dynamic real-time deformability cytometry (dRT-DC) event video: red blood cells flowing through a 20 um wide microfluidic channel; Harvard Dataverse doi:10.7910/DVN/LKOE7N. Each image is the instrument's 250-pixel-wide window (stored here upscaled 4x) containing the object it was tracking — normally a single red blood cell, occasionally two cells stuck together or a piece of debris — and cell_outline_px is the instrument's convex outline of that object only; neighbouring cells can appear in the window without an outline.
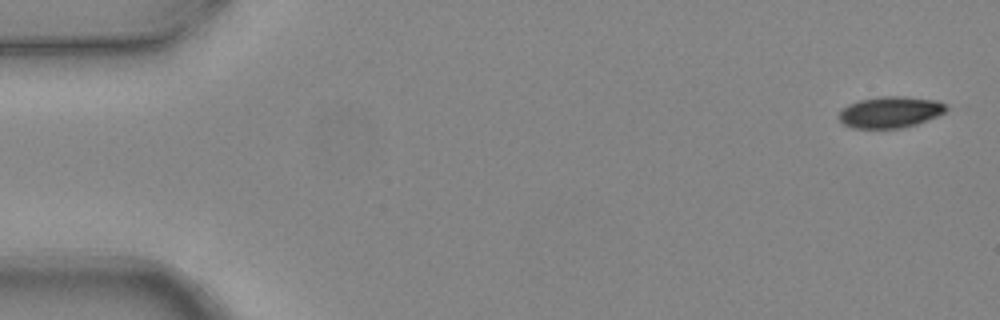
{"species": "common noctule bat (a hibernating species)", "species_latin": "Nyctalus noctula", "temperature_condition": "warm", "stored_images_in_passage": 5, "camera_frame_rate_fps": 3000, "um_per_image_px": 0.085, "animal": {"sex": "female", "body_mass_g": 24.6, "forearm_length_mm": 56.2}, "frame": {"image": 1, "passage_image": 1, "time_ms": 0.0, "image_size_px": [1000, 320], "cell_outline_px": [[948, 108], [944, 112], [936, 116], [916, 124], [900, 128], [852, 128], [844, 124], [840, 120], [840, 112], [848, 104], [860, 100], [880, 96], [904, 96], [936, 100], [944, 104]], "centroid_in_image_um": [75.66, 9.52], "position_along_channel_um": 9.3, "area_um2": 19.36}}
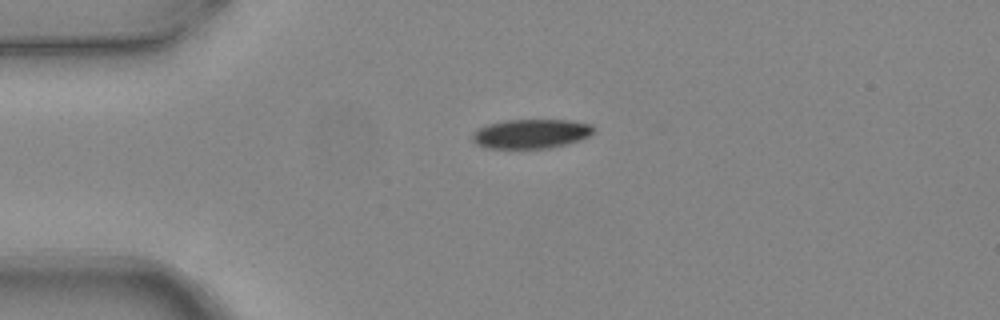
{"frame": {"image": 2, "passage_image": 4, "time_ms": 1.0, "image_size_px": [1000, 320], "cell_outline_px": [[596, 128], [588, 136], [580, 140], [568, 144], [548, 148], [484, 148], [476, 144], [472, 140], [472, 132], [488, 124], [508, 120], [572, 120], [592, 124]], "centroid_in_image_um": [45.15, 11.37], "position_along_channel_um": 39.8, "area_um2": 20.81}}